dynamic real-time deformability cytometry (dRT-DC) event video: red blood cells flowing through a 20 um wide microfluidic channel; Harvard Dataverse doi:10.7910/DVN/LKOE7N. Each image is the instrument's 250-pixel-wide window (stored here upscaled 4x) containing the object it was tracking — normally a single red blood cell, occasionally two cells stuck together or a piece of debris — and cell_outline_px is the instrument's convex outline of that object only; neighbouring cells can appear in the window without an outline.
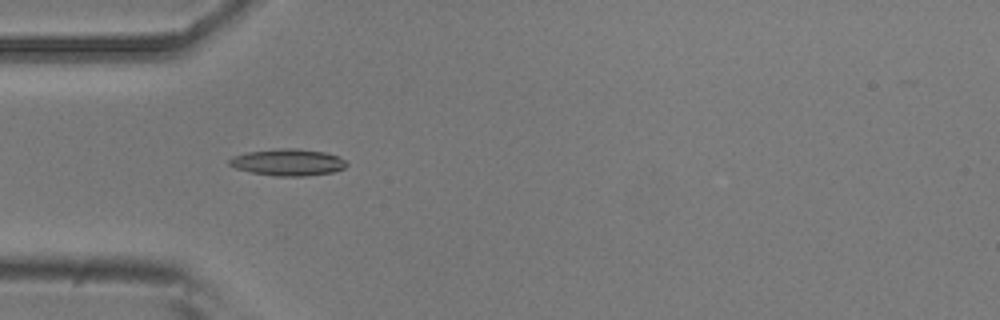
{"species": "common noctule bat (a hibernating species)", "species_latin": "Nyctalus noctula", "temperature_condition": "room temperature", "stored_images_in_passage": 4, "camera_frame_rate_fps": 3000, "um_per_image_px": 0.085, "animal": {"sex": "male", "body_mass_g": 20.5, "forearm_length_mm": 52.5}, "frame": {"image": 1, "passage_image": 3, "time_ms": 0.667, "image_size_px": [1000, 320], "cell_outline_px": [[348, 164], [344, 168], [332, 172], [304, 176], [276, 176], [252, 172], [236, 168], [228, 164], [228, 160], [232, 156], [248, 152], [276, 148], [296, 148], [324, 152], [340, 156]], "centroid_in_image_um": [24.47, 13.78], "position_along_channel_um": 60.5, "area_um2": 18.26}}
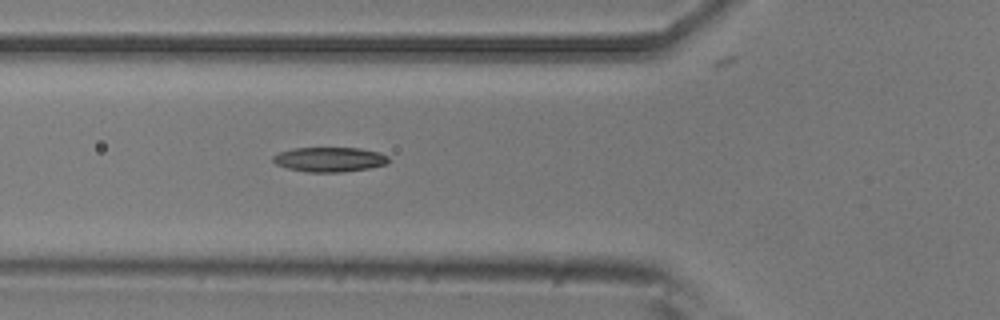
{"frame": {"image": 2, "passage_image": 4, "time_ms": 1.0, "image_size_px": [1000, 320], "cell_outline_px": [[388, 164], [368, 168], [344, 172], [308, 172], [288, 168], [276, 164], [272, 160], [272, 156], [280, 152], [292, 148], [360, 148], [380, 152], [388, 156]], "centroid_in_image_um": [28.02, 13.55], "position_along_channel_um": 97.8, "area_um2": 16.65}}